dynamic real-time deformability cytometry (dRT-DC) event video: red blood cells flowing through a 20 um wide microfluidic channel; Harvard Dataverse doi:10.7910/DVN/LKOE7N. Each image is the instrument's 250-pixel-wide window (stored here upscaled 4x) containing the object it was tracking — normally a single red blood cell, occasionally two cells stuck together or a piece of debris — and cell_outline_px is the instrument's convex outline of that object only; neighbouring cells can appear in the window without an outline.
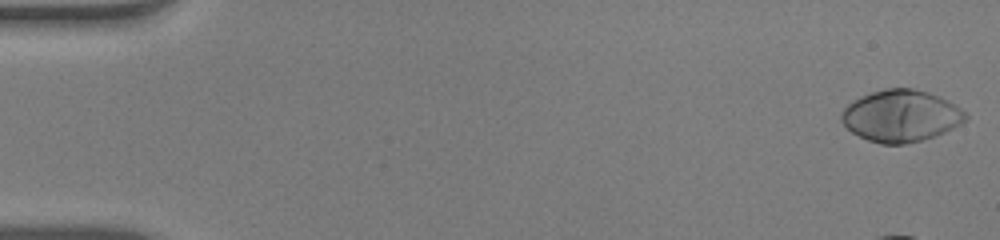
{"species": "human", "species_latin": "Homo sapiens", "temperature_condition": "warm", "stored_images_in_passage": 14, "camera_frame_rate_fps": 3000, "um_per_image_px": 0.085, "donor": {"sex": "male"}, "frame": {"image": 1, "passage_image": 1, "time_ms": 0.0, "image_size_px": [1000, 240], "cell_outline_px": [[968, 120], [936, 136], [904, 144], [880, 144], [868, 140], [852, 132], [840, 120], [840, 112], [852, 100], [860, 96], [884, 88], [912, 88], [928, 92], [940, 96], [956, 104], [968, 116]], "centroid_in_image_um": [76.57, 9.84], "position_along_channel_um": 8.4, "area_um2": 37.63}}